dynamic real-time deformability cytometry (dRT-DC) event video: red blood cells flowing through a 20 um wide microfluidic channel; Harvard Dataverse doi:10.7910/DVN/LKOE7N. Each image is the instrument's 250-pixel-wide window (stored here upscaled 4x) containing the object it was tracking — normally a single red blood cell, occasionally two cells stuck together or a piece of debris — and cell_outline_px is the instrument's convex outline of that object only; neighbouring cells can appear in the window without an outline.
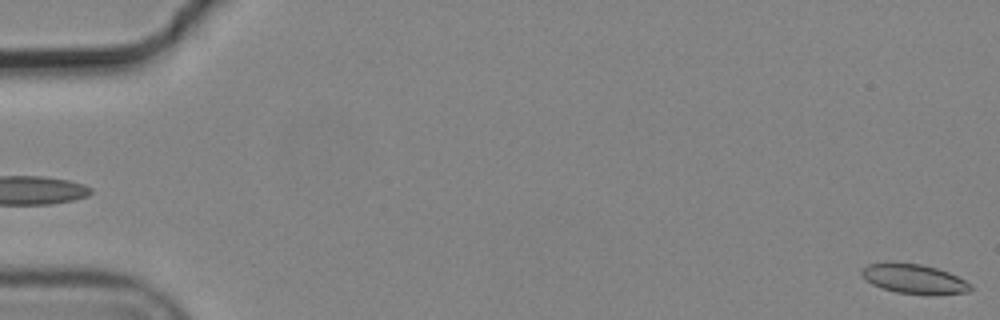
{"species": "common noctule bat (a hibernating species)", "species_latin": "Nyctalus noctula", "temperature_condition": "cold", "stored_images_in_passage": 5, "segment_of_instrument_passage": [2, 2], "camera_frame_rate_fps": 3000, "um_per_image_px": 0.085, "animal": {"sex": "male", "body_mass_g": 19.2, "forearm_length_mm": 51.8}, "frame": {"image": 1, "passage_image": 5, "time_ms": 1.333, "image_size_px": [1000, 320], "cell_outline_px": [[972, 288], [968, 292], [896, 292], [880, 288], [872, 284], [860, 272], [868, 264], [920, 264], [936, 268], [948, 272], [972, 284]], "centroid_in_image_um": [77.68, 23.69], "position_along_channel_um": 7.3, "area_um2": 17.4}}